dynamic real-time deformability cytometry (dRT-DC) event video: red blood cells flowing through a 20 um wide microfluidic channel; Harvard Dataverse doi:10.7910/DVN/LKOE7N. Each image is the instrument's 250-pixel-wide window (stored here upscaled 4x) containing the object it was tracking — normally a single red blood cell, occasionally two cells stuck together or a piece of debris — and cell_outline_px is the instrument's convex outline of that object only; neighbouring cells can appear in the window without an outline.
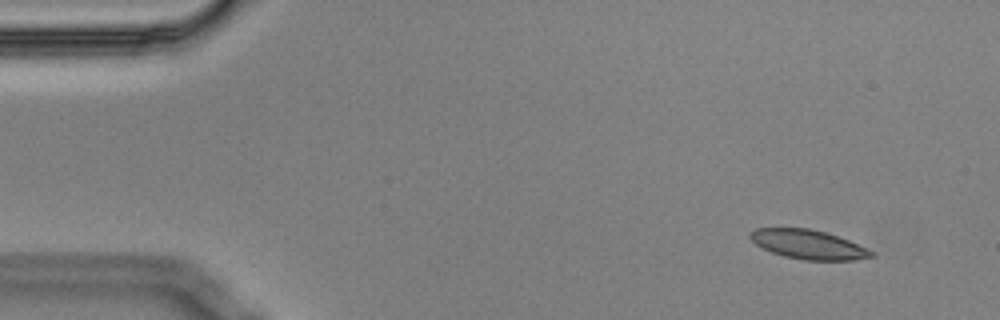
{"species": "Egyptian fruit bat (a non-hibernating species)", "species_latin": "Rousettus aegyptiacus", "temperature_condition": "cold", "stored_images_in_passage": 4, "camera_frame_rate_fps": 3000, "um_per_image_px": 0.085, "animal": {"sex": "male"}, "frame": {"image": 1, "passage_image": 1, "time_ms": 0.0, "image_size_px": [1000, 320], "cell_outline_px": [[876, 256], [856, 260], [804, 260], [784, 256], [772, 252], [756, 244], [748, 236], [756, 228], [808, 228], [824, 232], [848, 240], [868, 248], [876, 252]], "centroid_in_image_um": [68.76, 20.79], "position_along_channel_um": 16.2, "area_um2": 20.52}}
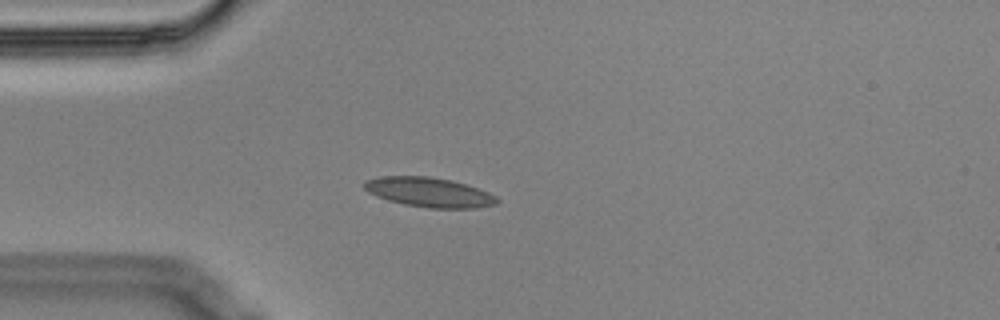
{"frame": {"image": 2, "passage_image": 4, "time_ms": 1.0, "image_size_px": [1000, 320], "cell_outline_px": [[500, 200], [496, 204], [476, 208], [428, 208], [404, 204], [388, 200], [376, 196], [368, 192], [364, 188], [364, 180], [380, 176], [428, 176], [452, 180], [488, 192], [496, 196]], "centroid_in_image_um": [36.46, 16.34], "position_along_channel_um": 48.5, "area_um2": 22.89}}